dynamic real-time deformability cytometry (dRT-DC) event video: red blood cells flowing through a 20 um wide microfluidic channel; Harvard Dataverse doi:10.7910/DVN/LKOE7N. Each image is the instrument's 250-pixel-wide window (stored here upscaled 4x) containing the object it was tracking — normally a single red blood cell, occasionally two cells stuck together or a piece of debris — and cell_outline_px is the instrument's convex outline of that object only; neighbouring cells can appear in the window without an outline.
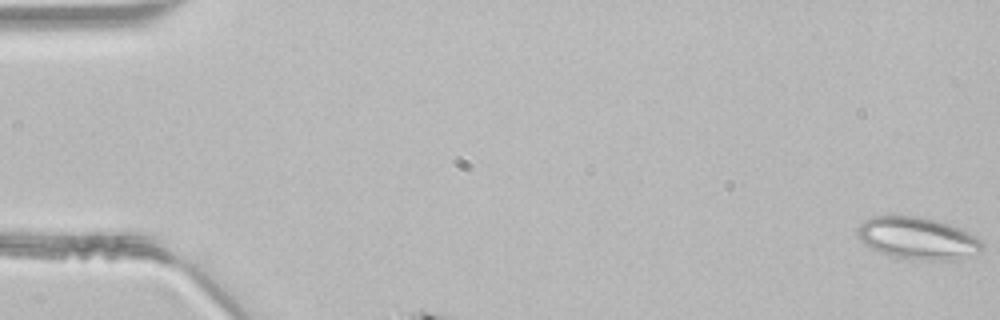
{"species": "common noctule bat (a hibernating species)", "species_latin": "Nyctalus noctula", "temperature_condition": "room temperature", "stored_images_in_passage": 34, "camera_frame_rate_fps": 3000, "um_per_image_px": 0.085, "animal": {"sex": "male", "body_mass_g": 21.5, "forearm_length_mm": 52.0}, "frame": {"image": 1, "passage_image": 1, "time_ms": 0.0, "image_size_px": [1000, 320], "cell_outline_px": [[984, 248], [980, 252], [956, 260], [920, 260], [896, 256], [880, 252], [864, 244], [856, 236], [856, 228], [864, 220], [872, 216], [892, 212], [920, 216], [952, 224], [976, 236], [984, 244]], "centroid_in_image_um": [77.97, 20.2], "position_along_channel_um": 7.0, "area_um2": 31.5}}
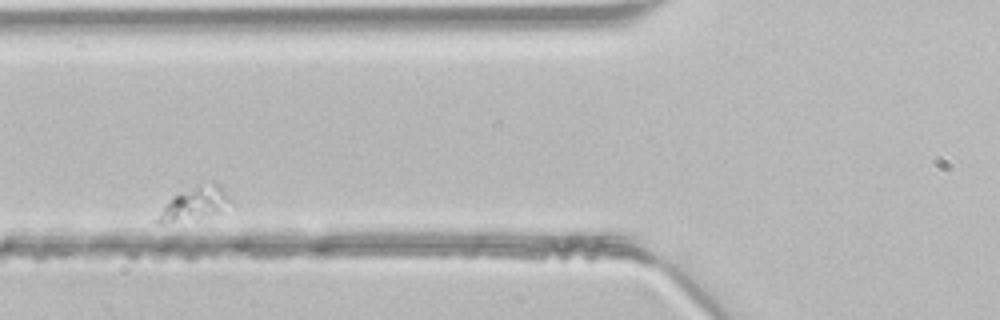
{"frame": {"image": 2, "passage_image": 9, "time_ms": 2.667, "image_size_px": [1000, 320], "cell_outline_px": [[232, 200], [212, 212], [164, 224], [152, 224], [152, 220], [172, 196], [212, 180], [216, 180], [224, 188]], "centroid_in_image_um": [16.43, 17.25], "position_along_channel_um": 109.4, "area_um2": 13.35}}
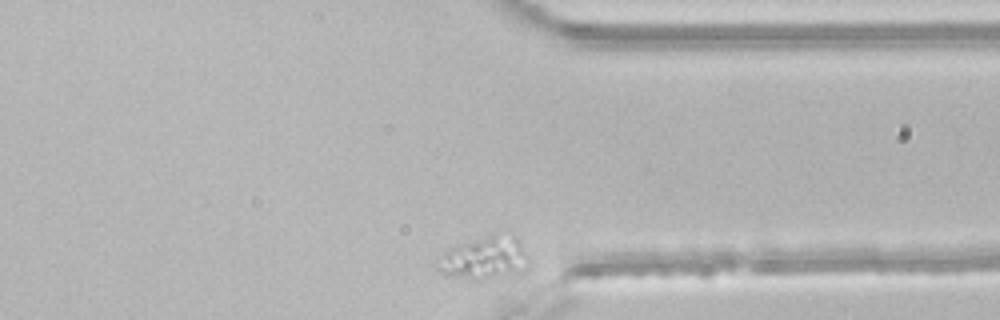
{"frame": {"image": 3, "passage_image": 33, "time_ms": 10.667, "image_size_px": [1000, 320], "cell_outline_px": [[528, 256], [508, 272], [484, 280], [472, 280], [440, 272], [436, 268], [444, 256], [452, 248], [460, 244], [492, 232], [512, 232], [520, 240]], "centroid_in_image_um": [41.15, 21.83], "position_along_channel_um": 370.3, "area_um2": 21.44}}